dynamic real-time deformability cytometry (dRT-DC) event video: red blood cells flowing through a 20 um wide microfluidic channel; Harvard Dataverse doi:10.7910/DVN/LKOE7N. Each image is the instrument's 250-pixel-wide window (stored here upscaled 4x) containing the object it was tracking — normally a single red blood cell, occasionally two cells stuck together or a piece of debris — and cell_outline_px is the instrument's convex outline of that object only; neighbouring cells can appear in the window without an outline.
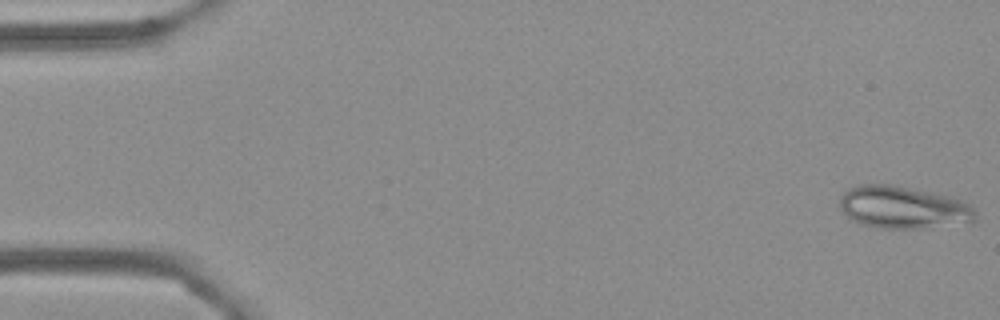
{"species": "Egyptian fruit bat (a non-hibernating species)", "species_latin": "Rousettus aegyptiacus", "temperature_condition": "cold", "stored_images_in_passage": 8, "camera_frame_rate_fps": 3000, "um_per_image_px": 0.085, "frame": {"image": 1, "passage_image": 1, "time_ms": 0.0, "image_size_px": [1000, 320], "cell_outline_px": [[976, 220], [920, 228], [880, 228], [864, 224], [852, 220], [840, 208], [840, 196], [848, 188], [856, 184], [892, 184], [932, 192], [964, 200], [976, 208]], "centroid_in_image_um": [76.75, 17.6], "position_along_channel_um": 8.2, "area_um2": 33.41}}
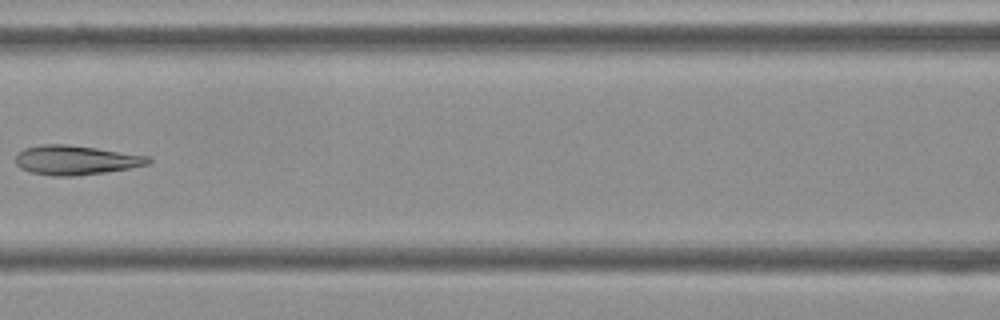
{"frame": {"image": 2, "passage_image": 7, "time_ms": 2.0, "image_size_px": [1000, 320], "cell_outline_px": [[152, 160], [148, 164], [128, 168], [104, 172], [76, 176], [52, 176], [32, 172], [20, 168], [16, 164], [16, 156], [24, 148], [44, 144], [64, 144], [96, 148], [148, 156]], "centroid_in_image_um": [6.42, 13.61], "position_along_channel_um": 160.2, "area_um2": 22.43}}
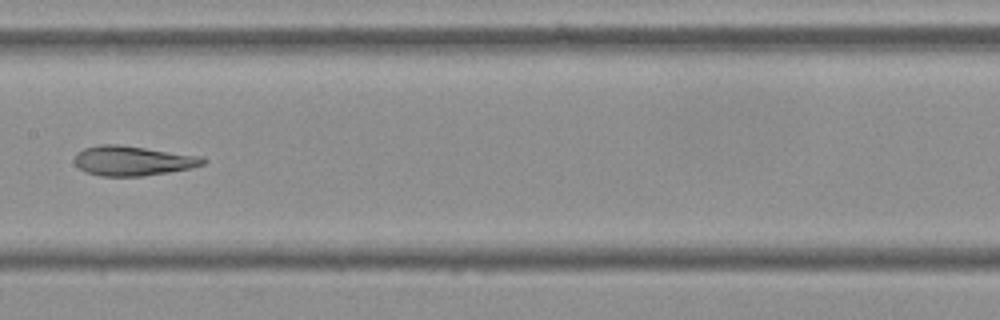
{"frame": {"image": 3, "passage_image": 8, "time_ms": 2.333, "image_size_px": [1000, 320], "cell_outline_px": [[208, 160], [204, 164], [192, 168], [168, 172], [140, 176], [100, 176], [84, 172], [76, 164], [76, 152], [84, 148], [100, 144], [116, 144], [204, 156]], "centroid_in_image_um": [11.32, 13.66], "position_along_channel_um": 196.1, "area_um2": 22.31}}